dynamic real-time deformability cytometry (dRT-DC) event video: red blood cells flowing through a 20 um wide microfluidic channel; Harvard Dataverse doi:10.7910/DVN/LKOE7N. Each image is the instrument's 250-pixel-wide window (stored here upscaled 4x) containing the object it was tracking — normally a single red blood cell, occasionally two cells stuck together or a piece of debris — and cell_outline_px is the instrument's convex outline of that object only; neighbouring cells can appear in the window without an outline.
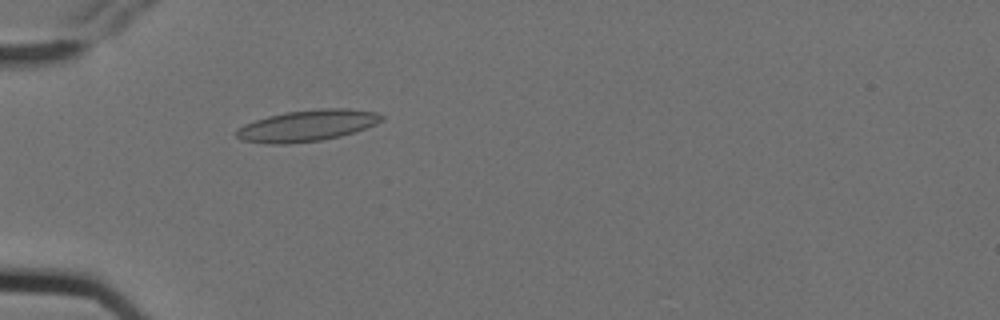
{"species": "Egyptian fruit bat (a non-hibernating species)", "species_latin": "Rousettus aegyptiacus", "temperature_condition": "cold", "stored_images_in_passage": 4, "camera_frame_rate_fps": 3000, "um_per_image_px": 0.085, "animal": {"sex": "female"}, "frame": {"image": 1, "passage_image": 4, "time_ms": 1.0, "image_size_px": [1000, 320], "cell_outline_px": [[384, 120], [376, 124], [340, 136], [320, 140], [288, 144], [268, 144], [240, 140], [236, 136], [236, 128], [244, 124], [268, 116], [284, 112], [320, 108], [348, 108], [376, 112], [384, 116]], "centroid_in_image_um": [26.09, 10.67], "position_along_channel_um": 58.9, "area_um2": 26.59}}